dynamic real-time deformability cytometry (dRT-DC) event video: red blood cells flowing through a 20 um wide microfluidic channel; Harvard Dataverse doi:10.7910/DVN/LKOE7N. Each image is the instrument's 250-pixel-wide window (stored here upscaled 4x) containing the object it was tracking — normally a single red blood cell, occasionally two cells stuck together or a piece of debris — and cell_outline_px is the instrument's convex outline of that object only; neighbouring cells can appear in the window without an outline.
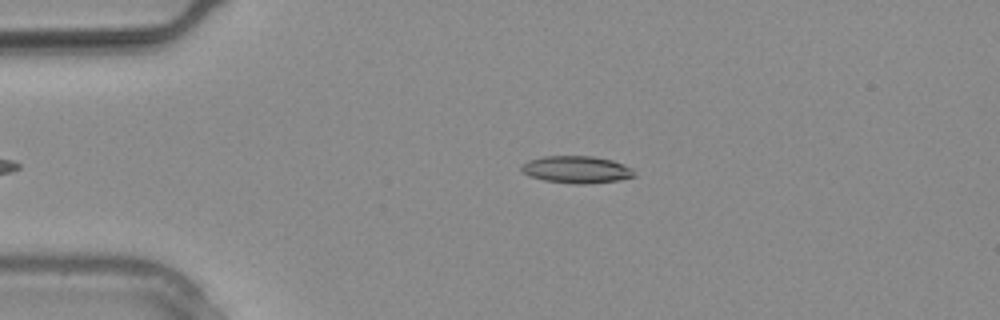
{"species": "common noctule bat (a hibernating species)", "species_latin": "Nyctalus noctula", "temperature_condition": "warm", "stored_images_in_passage": 12, "camera_frame_rate_fps": 3000, "um_per_image_px": 0.085, "animal": {"sex": "male", "body_mass_g": 20.4}, "frame": {"image": 1, "passage_image": 1, "time_ms": 0.0, "image_size_px": [1000, 320], "cell_outline_px": [[636, 176], [616, 180], [588, 184], [576, 184], [544, 180], [528, 176], [520, 168], [528, 160], [544, 156], [592, 156], [612, 160], [624, 164], [632, 168]], "centroid_in_image_um": [49.01, 14.41], "position_along_channel_um": 36.0, "area_um2": 17.8}}
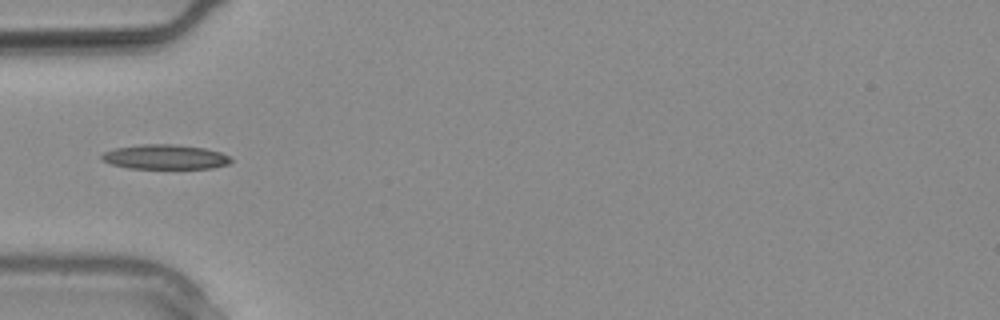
{"frame": {"image": 2, "passage_image": 4, "time_ms": 1.0, "image_size_px": [1000, 320], "cell_outline_px": [[232, 160], [228, 164], [212, 168], [128, 168], [112, 164], [100, 160], [100, 156], [104, 152], [116, 148], [144, 144], [172, 144], [204, 148], [220, 152], [228, 156]], "centroid_in_image_um": [14.01, 13.34], "position_along_channel_um": 71.0, "area_um2": 18.38}}